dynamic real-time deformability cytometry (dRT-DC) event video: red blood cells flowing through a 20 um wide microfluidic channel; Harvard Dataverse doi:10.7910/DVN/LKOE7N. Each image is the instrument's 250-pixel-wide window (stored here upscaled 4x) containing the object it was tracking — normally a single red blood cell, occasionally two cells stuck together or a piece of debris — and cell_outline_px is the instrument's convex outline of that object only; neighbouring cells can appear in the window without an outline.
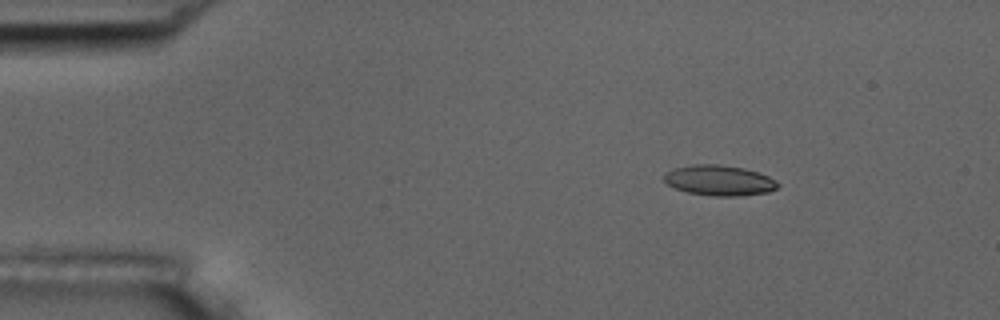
{"species": "common noctule bat (a hibernating species)", "species_latin": "Nyctalus noctula", "temperature_condition": "room temperature", "stored_images_in_passage": 5, "camera_frame_rate_fps": 3000, "um_per_image_px": 0.085, "animal": {"sex": "male", "body_mass_g": 17.5, "forearm_length_mm": 52.3}, "frame": {"image": 1, "passage_image": 2, "time_ms": 1.333, "image_size_px": [1000, 320], "cell_outline_px": [[780, 184], [776, 188], [768, 192], [736, 196], [712, 196], [688, 192], [676, 188], [668, 184], [664, 180], [664, 172], [676, 168], [692, 164], [716, 164], [744, 168], [768, 176], [776, 180]], "centroid_in_image_um": [61.13, 15.33], "position_along_channel_um": 23.9, "area_um2": 20.0}}
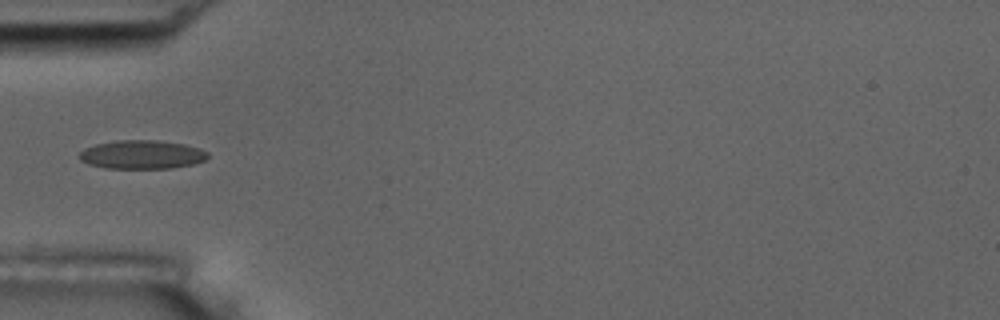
{"frame": {"image": 2, "passage_image": 5, "time_ms": 4.667, "image_size_px": [1000, 320], "cell_outline_px": [[208, 156], [204, 160], [192, 164], [172, 168], [108, 168], [88, 164], [80, 160], [80, 152], [84, 148], [96, 144], [116, 140], [160, 140], [184, 144], [200, 148], [208, 152]], "centroid_in_image_um": [12.06, 13.13], "position_along_channel_um": 72.9, "area_um2": 21.44}}